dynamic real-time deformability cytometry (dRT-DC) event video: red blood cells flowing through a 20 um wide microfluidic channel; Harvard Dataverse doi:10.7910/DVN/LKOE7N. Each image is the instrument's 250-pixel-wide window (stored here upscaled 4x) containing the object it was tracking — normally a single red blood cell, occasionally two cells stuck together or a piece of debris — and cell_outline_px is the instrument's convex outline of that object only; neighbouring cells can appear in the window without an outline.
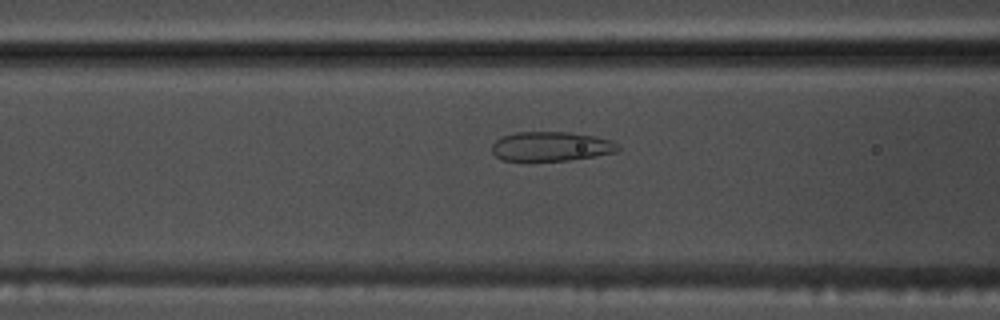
{"species": "common noctule bat (a hibernating species)", "species_latin": "Nyctalus noctula", "temperature_condition": "warm", "stored_images_in_passage": 52, "camera_frame_rate_fps": 3000, "um_per_image_px": 0.085, "animal": {"sex": "male", "body_mass_g": 17.5, "forearm_length_mm": 52.3}, "frame": {"image": 1, "passage_image": 21, "time_ms": 6.667, "image_size_px": [1000, 320], "cell_outline_px": [[620, 148], [616, 152], [568, 160], [500, 160], [492, 152], [492, 144], [496, 140], [504, 136], [516, 132], [568, 132], [596, 136], [612, 140]], "centroid_in_image_um": [46.83, 12.43], "position_along_channel_um": 119.8, "area_um2": 21.39}}
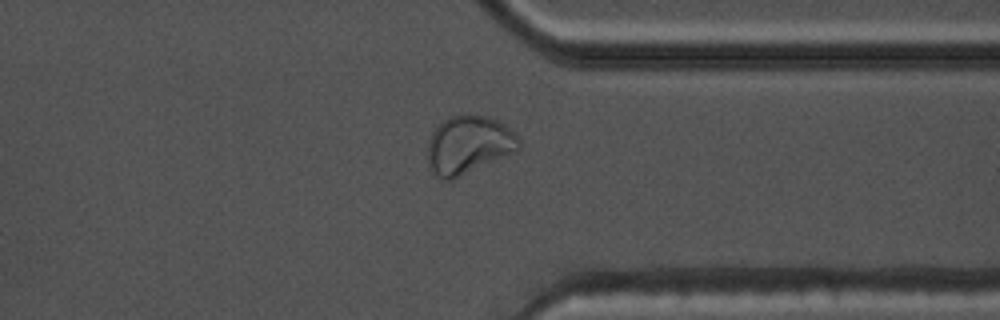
{"frame": {"image": 2, "passage_image": 41, "time_ms": 13.333, "image_size_px": [1000, 320], "cell_outline_px": [[520, 148], [516, 152], [452, 180], [444, 180], [428, 164], [428, 144], [432, 132], [444, 120], [452, 116], [488, 116], [504, 124], [520, 140]], "centroid_in_image_um": [39.86, 12.33], "position_along_channel_um": 371.5, "area_um2": 30.35}}
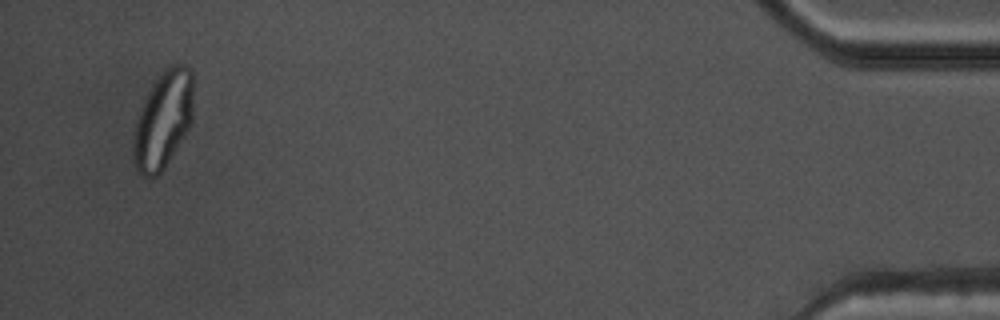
{"frame": {"image": 3, "passage_image": 51, "time_ms": 16.667, "image_size_px": [1000, 320], "cell_outline_px": [[192, 120], [188, 128], [164, 168], [152, 180], [144, 180], [140, 176], [136, 168], [132, 156], [132, 140], [136, 116], [152, 84], [164, 68], [172, 64], [184, 64], [192, 72]], "centroid_in_image_um": [13.81, 10.23], "position_along_channel_um": 421.4, "area_um2": 34.39}}